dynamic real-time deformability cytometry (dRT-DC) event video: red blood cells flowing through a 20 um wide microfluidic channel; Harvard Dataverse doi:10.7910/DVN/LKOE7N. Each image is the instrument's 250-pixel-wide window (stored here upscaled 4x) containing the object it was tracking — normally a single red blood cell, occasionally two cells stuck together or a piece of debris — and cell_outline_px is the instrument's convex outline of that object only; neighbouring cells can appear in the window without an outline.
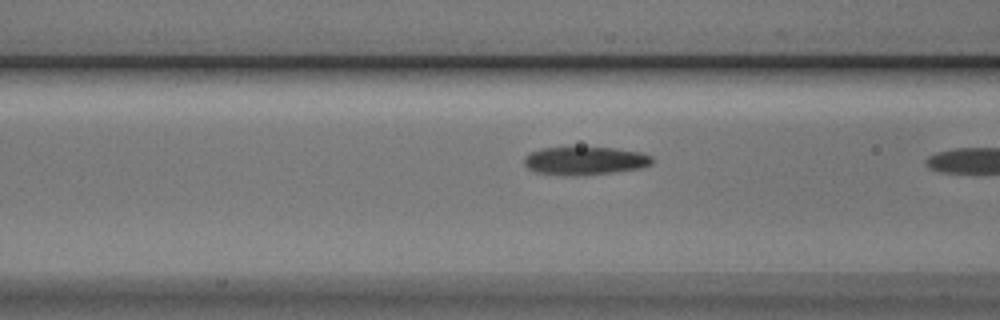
{"species": "Egyptian fruit bat (a non-hibernating species)", "species_latin": "Rousettus aegyptiacus", "temperature_condition": "cold", "stored_images_in_passage": 9, "camera_frame_rate_fps": 3000, "um_per_image_px": 0.085, "animal": {"sex": "male"}, "frame": {"image": 1, "passage_image": 8, "time_ms": 2.333, "image_size_px": [1000, 320], "cell_outline_px": [[652, 164], [640, 168], [576, 176], [572, 176], [536, 172], [528, 168], [524, 164], [524, 156], [528, 152], [540, 148], [616, 148], [640, 152], [652, 156]], "centroid_in_image_um": [49.68, 13.66], "position_along_channel_um": 116.9, "area_um2": 20.81}}